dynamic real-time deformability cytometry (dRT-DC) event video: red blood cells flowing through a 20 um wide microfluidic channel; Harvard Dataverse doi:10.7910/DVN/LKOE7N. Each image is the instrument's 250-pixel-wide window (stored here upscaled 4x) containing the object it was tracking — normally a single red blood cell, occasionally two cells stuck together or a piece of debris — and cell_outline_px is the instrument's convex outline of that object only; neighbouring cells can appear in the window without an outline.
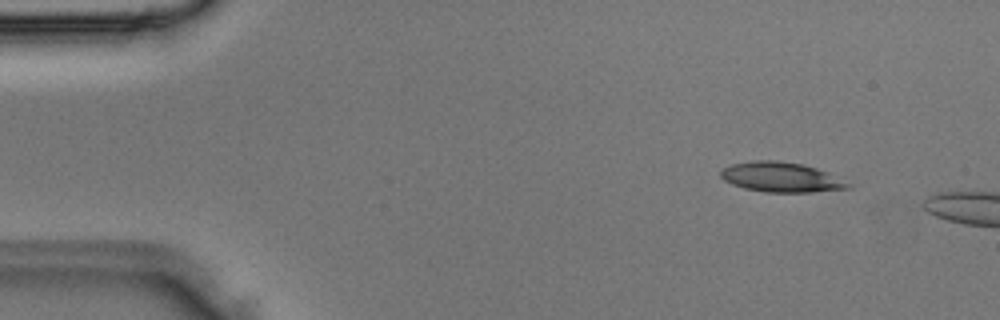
{"species": "Egyptian fruit bat (a non-hibernating species)", "species_latin": "Rousettus aegyptiacus", "temperature_condition": "room temperature", "stored_images_in_passage": 2, "camera_frame_rate_fps": 3000, "um_per_image_px": 0.085, "animal": {"sex": "male"}, "frame": {"image": 1, "passage_image": 1, "time_ms": 0.0, "image_size_px": [1000, 320], "cell_outline_px": [[852, 188], [812, 192], [764, 192], [744, 188], [732, 184], [724, 180], [720, 176], [720, 172], [724, 168], [732, 164], [752, 160], [776, 160], [804, 164], [816, 168], [852, 184]], "centroid_in_image_um": [66.38, 15.06], "position_along_channel_um": 18.6, "area_um2": 22.14}}